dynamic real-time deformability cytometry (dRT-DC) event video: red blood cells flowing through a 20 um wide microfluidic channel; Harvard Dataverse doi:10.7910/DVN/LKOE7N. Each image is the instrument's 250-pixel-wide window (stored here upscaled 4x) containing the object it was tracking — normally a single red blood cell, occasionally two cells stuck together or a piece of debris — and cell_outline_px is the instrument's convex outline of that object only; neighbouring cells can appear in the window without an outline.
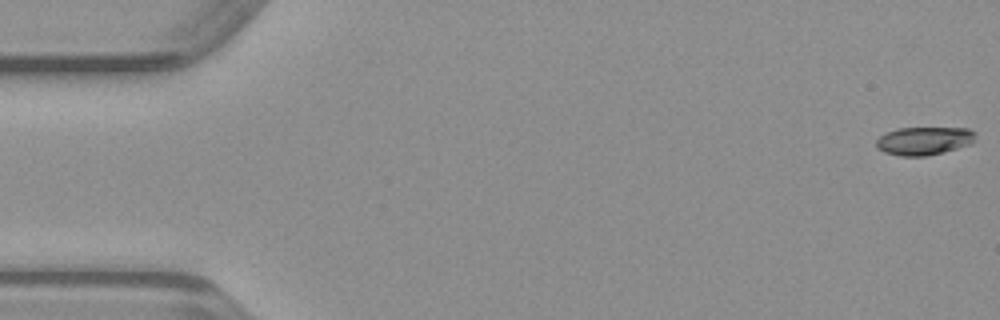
{"species": "common noctule bat (a hibernating species)", "species_latin": "Nyctalus noctula", "temperature_condition": "warm", "stored_images_in_passage": 14, "camera_frame_rate_fps": 3000, "um_per_image_px": 0.085, "animal": {"sex": "male", "body_mass_g": 23.1, "forearm_length_mm": 52.7}, "frame": {"image": 1, "passage_image": 1, "time_ms": 0.0, "image_size_px": [1000, 320], "cell_outline_px": [[976, 140], [972, 144], [944, 152], [924, 156], [900, 156], [884, 152], [876, 148], [876, 140], [880, 136], [896, 128], [968, 128], [976, 132]], "centroid_in_image_um": [78.57, 11.97], "position_along_channel_um": 6.4, "area_um2": 16.47}}
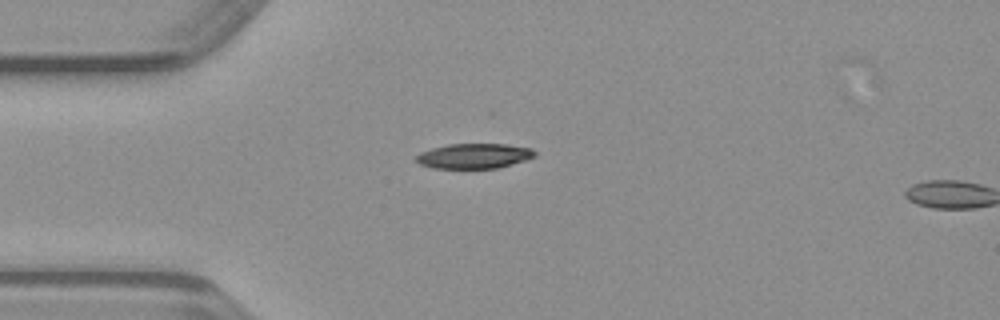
{"frame": {"image": 2, "passage_image": 13, "time_ms": 4.0, "image_size_px": [1000, 320], "cell_outline_px": [[536, 156], [512, 164], [496, 168], [432, 168], [420, 164], [416, 160], [416, 156], [420, 152], [432, 148], [448, 144], [504, 144], [532, 148], [536, 152]], "centroid_in_image_um": [40.29, 13.25], "position_along_channel_um": 44.7, "area_um2": 17.22}}